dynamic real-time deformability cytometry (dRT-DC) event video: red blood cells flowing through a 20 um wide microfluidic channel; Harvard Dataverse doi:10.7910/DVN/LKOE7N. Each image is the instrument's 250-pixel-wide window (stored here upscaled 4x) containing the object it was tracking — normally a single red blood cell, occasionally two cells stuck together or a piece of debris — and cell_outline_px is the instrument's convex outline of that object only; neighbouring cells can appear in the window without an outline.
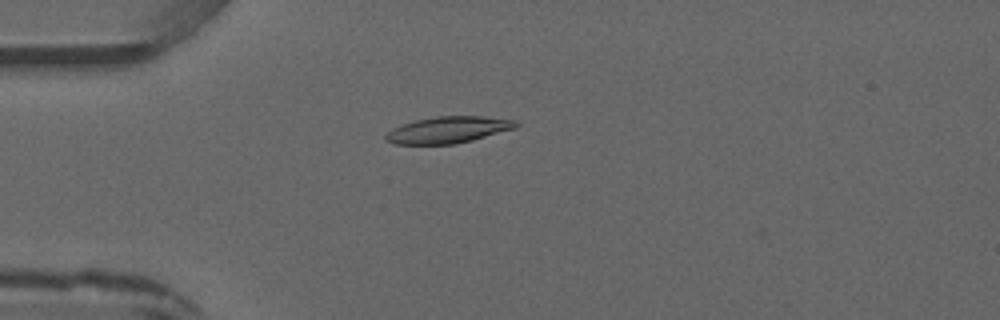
{"species": "common noctule bat (a hibernating species)", "species_latin": "Nyctalus noctula", "temperature_condition": "warm", "stored_images_in_passage": 5, "camera_frame_rate_fps": 3000, "um_per_image_px": 0.085, "animal": {"sex": "male", "forearm_length_mm": 52.5}, "frame": {"image": 1, "passage_image": 4, "time_ms": 3.667, "image_size_px": [1000, 320], "cell_outline_px": [[520, 124], [516, 128], [472, 140], [456, 144], [392, 144], [384, 140], [384, 136], [392, 128], [416, 120], [436, 116], [480, 116], [516, 120]], "centroid_in_image_um": [38.09, 11.04], "position_along_channel_um": 46.9, "area_um2": 20.17}}